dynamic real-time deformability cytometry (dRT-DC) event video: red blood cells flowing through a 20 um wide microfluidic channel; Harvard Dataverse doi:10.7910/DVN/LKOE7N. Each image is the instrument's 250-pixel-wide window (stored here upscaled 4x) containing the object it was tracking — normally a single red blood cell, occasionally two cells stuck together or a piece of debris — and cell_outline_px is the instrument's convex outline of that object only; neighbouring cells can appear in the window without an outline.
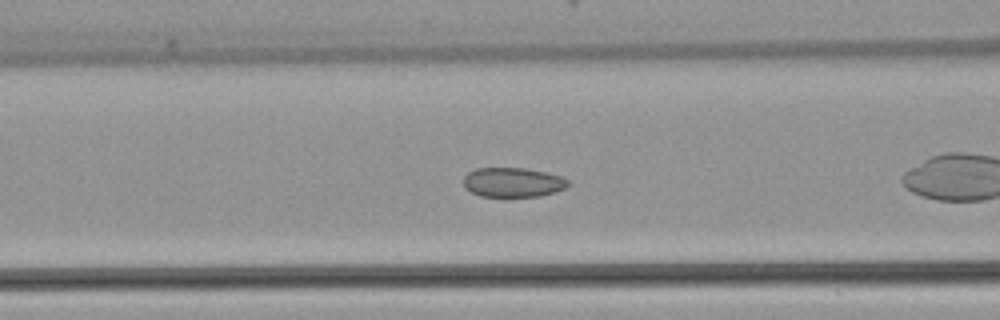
{"species": "common noctule bat (a hibernating species)", "species_latin": "Nyctalus noctula", "temperature_condition": "warm", "stored_images_in_passage": 36, "camera_frame_rate_fps": 3000, "um_per_image_px": 0.085, "animal": {"sex": "female", "body_mass_g": 22.7, "forearm_length_mm": 54.2}, "frame": {"image": 1, "passage_image": 6, "time_ms": 1.667, "image_size_px": [1000, 320], "cell_outline_px": [[568, 184], [564, 188], [556, 192], [540, 196], [508, 200], [504, 200], [480, 196], [464, 188], [464, 176], [468, 172], [476, 168], [524, 168], [544, 172], [560, 176], [568, 180]], "centroid_in_image_um": [43.55, 15.56], "position_along_channel_um": 123.1, "area_um2": 18.79}}